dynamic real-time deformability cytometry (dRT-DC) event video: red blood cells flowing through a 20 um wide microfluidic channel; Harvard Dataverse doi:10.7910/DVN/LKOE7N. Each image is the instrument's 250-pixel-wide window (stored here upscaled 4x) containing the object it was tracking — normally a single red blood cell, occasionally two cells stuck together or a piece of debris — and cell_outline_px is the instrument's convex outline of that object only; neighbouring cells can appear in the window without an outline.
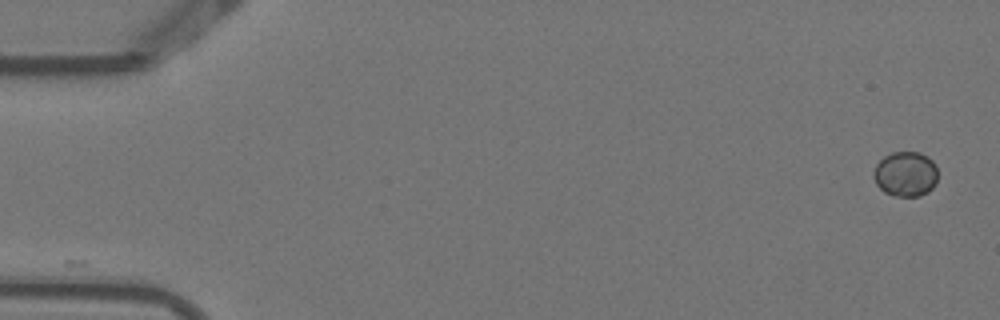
{"species": "Egyptian fruit bat (a non-hibernating species)", "species_latin": "Rousettus aegyptiacus", "temperature_condition": "warm", "stored_images_in_passage": 4, "camera_frame_rate_fps": 3000, "um_per_image_px": 0.085, "animal": {"sex": "female"}, "frame": {"image": 1, "passage_image": 1, "time_ms": 0.0, "image_size_px": [1000, 320], "cell_outline_px": [[936, 184], [928, 192], [920, 196], [896, 196], [884, 192], [876, 184], [872, 176], [872, 172], [876, 164], [884, 156], [892, 152], [920, 152], [928, 156], [936, 164]], "centroid_in_image_um": [76.96, 14.78], "position_along_channel_um": 8.0, "area_um2": 17.05}}
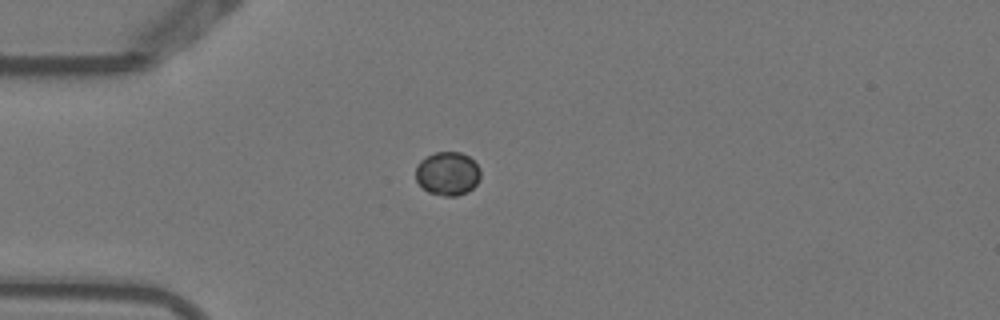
{"frame": {"image": 2, "passage_image": 4, "time_ms": 1.0, "image_size_px": [1000, 320], "cell_outline_px": [[480, 180], [468, 192], [456, 196], [444, 196], [428, 192], [416, 180], [416, 164], [420, 160], [436, 152], [460, 152], [468, 156], [480, 168]], "centroid_in_image_um": [38.05, 14.76], "position_along_channel_um": 46.9, "area_um2": 16.47}}